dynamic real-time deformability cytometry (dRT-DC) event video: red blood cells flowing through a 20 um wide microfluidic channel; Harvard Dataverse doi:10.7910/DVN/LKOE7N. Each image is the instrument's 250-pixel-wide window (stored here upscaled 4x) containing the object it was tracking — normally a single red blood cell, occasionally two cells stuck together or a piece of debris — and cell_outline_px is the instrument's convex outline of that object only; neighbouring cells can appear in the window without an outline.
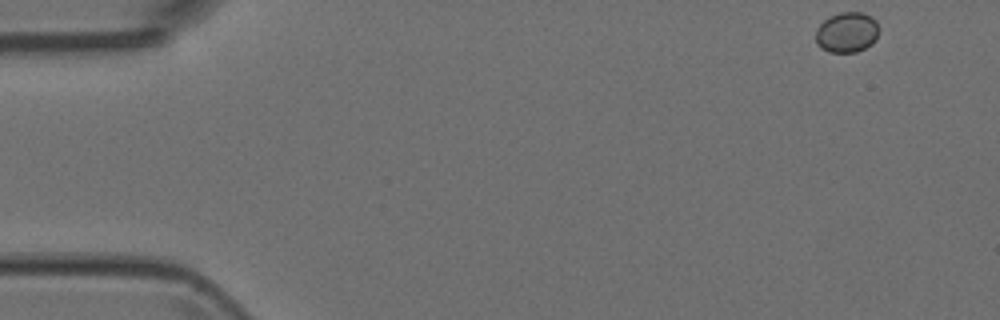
{"species": "Egyptian fruit bat (a non-hibernating species)", "species_latin": "Rousettus aegyptiacus", "temperature_condition": "room temperature", "stored_images_in_passage": 49, "camera_frame_rate_fps": 3000, "um_per_image_px": 0.085, "animal": {"sex": "female"}, "frame": {"image": 1, "passage_image": 1, "time_ms": 0.0, "image_size_px": [1000, 320], "cell_outline_px": [[880, 28], [876, 40], [872, 44], [856, 52], [828, 52], [820, 48], [816, 44], [816, 28], [828, 16], [840, 12], [860, 12], [872, 16], [876, 20]], "centroid_in_image_um": [71.99, 2.74], "position_along_channel_um": 13.0, "area_um2": 15.2}}
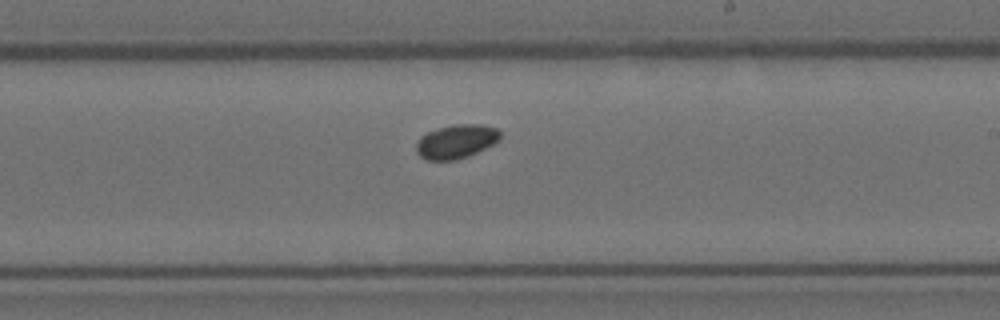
{"frame": {"image": 2, "passage_image": 28, "time_ms": 9.0, "image_size_px": [1000, 320], "cell_outline_px": [[500, 140], [468, 156], [452, 160], [428, 160], [420, 156], [416, 152], [416, 140], [420, 136], [428, 132], [452, 124], [480, 124], [496, 128], [500, 132]], "centroid_in_image_um": [38.75, 12.02], "position_along_channel_um": 250.3, "area_um2": 16.47}}
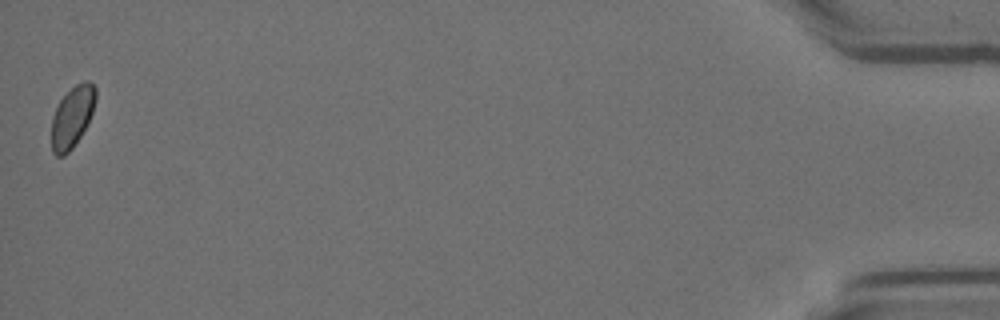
{"frame": {"image": 3, "passage_image": 49, "time_ms": 16.0, "image_size_px": [1000, 320], "cell_outline_px": [[96, 96], [92, 112], [88, 124], [72, 148], [64, 156], [56, 156], [52, 152], [52, 116], [60, 100], [76, 84], [84, 80], [88, 80], [96, 88]], "centroid_in_image_um": [6.14, 9.94], "position_along_channel_um": 429.1, "area_um2": 15.61}}